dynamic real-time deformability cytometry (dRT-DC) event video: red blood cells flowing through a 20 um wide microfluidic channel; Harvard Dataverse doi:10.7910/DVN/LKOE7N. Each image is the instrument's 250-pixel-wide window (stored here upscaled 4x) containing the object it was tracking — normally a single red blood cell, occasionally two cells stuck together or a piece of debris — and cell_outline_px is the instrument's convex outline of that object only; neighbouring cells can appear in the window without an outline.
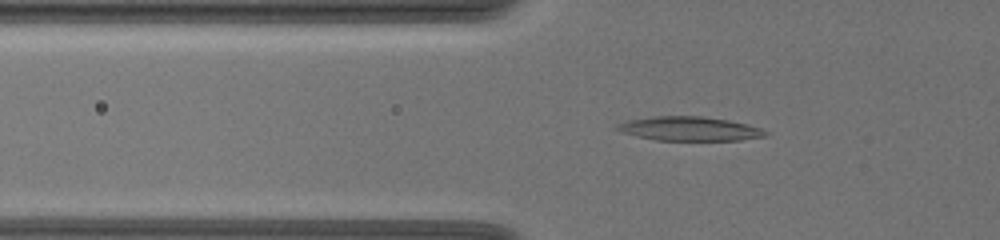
{"species": "common noctule bat (a hibernating species)", "species_latin": "Nyctalus noctula", "temperature_condition": "warm", "stored_images_in_passage": 51, "camera_frame_rate_fps": 3000, "um_per_image_px": 0.085, "animal": {"sex": "female", "body_mass_g": 19.5, "forearm_length_mm": 54.1}, "frame": {"image": 1, "passage_image": 14, "time_ms": 4.333, "image_size_px": [1000, 240], "cell_outline_px": [[768, 132], [764, 136], [740, 140], [656, 140], [636, 136], [624, 132], [616, 128], [616, 124], [628, 120], [656, 116], [700, 116], [728, 120], [748, 124], [760, 128]], "centroid_in_image_um": [58.61, 10.94], "position_along_channel_um": 67.2, "area_um2": 20.58}}
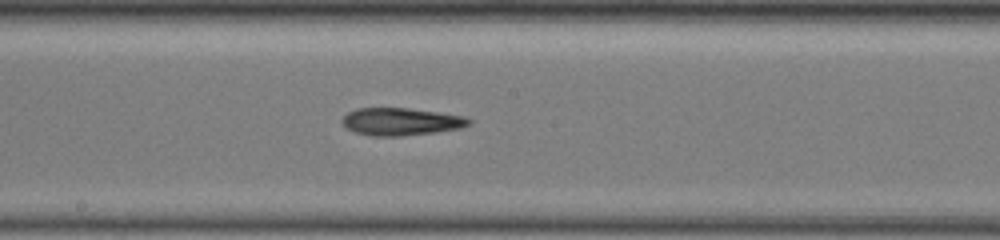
{"frame": {"image": 2, "passage_image": 27, "time_ms": 8.667, "image_size_px": [1000, 240], "cell_outline_px": [[472, 120], [468, 124], [460, 128], [432, 132], [400, 136], [372, 136], [356, 132], [348, 128], [340, 120], [348, 112], [360, 108], [408, 108], [464, 116]], "centroid_in_image_um": [34.06, 10.33], "position_along_channel_um": 214.1, "area_um2": 19.94}}
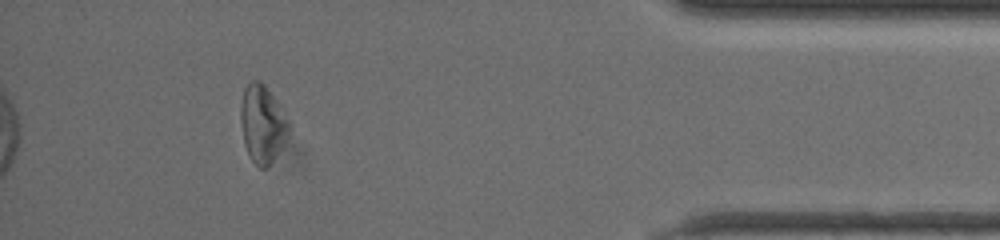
{"frame": {"image": 3, "passage_image": 47, "time_ms": 15.333, "image_size_px": [1000, 240], "cell_outline_px": [[292, 128], [276, 156], [268, 168], [260, 168], [252, 160], [244, 144], [240, 120], [240, 104], [244, 88], [252, 80], [260, 80], [264, 84], [276, 100], [292, 124]], "centroid_in_image_um": [22.32, 10.52], "position_along_channel_um": 412.9, "area_um2": 22.02}, "authors_computed_cell_mechanics": {"area_um2": 20.5768, "velocity_mm_per_s": 3.5714, "shape_relaxation_time_tau1_ms": null, "shape_relaxation_time_tau2_ms": 5.7, "deformation_change_tau1": null, "deformation_change_tau2": 0.2036}}